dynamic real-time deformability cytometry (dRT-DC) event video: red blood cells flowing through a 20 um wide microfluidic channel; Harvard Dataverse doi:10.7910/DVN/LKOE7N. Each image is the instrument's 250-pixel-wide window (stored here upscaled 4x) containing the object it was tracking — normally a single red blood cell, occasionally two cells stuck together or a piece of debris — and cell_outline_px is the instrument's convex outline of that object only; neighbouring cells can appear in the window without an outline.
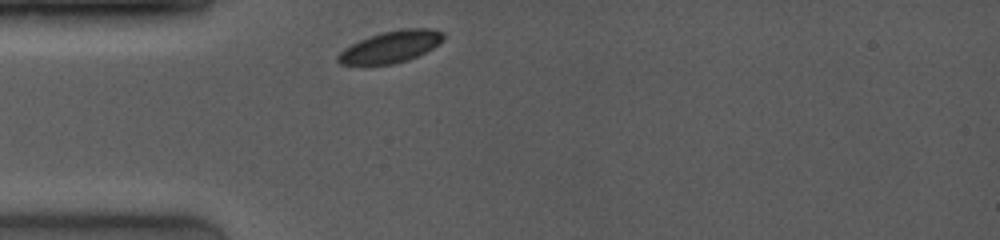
{"species": "common noctule bat (a hibernating species)", "species_latin": "Nyctalus noctula", "temperature_condition": "room temperature", "stored_images_in_passage": 8, "camera_frame_rate_fps": 4000, "um_per_image_px": 0.085, "animal": {"sex": "female", "body_mass_g": 19.0, "forearm_length_mm": 53.3}, "frame": {"image": 1, "passage_image": 1, "time_ms": 0.0, "image_size_px": [1000, 240], "cell_outline_px": [[444, 40], [440, 44], [408, 60], [392, 64], [340, 64], [336, 60], [336, 56], [344, 48], [360, 40], [384, 32], [404, 28], [432, 28], [444, 32]], "centroid_in_image_um": [33.25, 3.97], "position_along_channel_um": 51.7, "area_um2": 19.31}}